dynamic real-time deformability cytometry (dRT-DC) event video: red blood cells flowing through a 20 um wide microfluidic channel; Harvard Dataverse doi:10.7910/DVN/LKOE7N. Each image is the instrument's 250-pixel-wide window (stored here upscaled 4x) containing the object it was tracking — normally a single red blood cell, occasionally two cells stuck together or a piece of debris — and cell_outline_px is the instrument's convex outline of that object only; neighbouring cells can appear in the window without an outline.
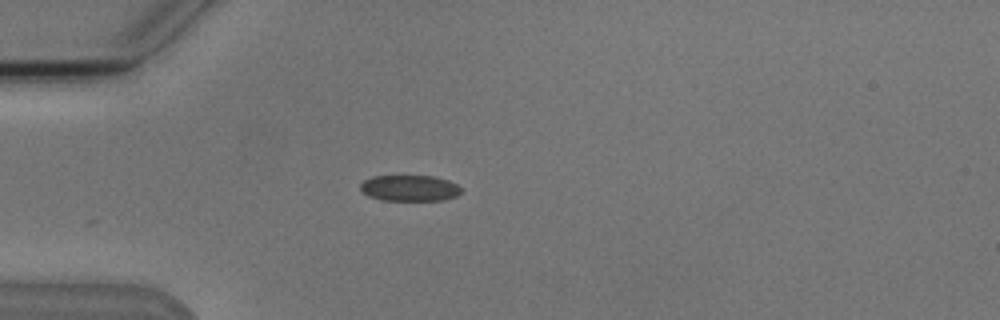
{"species": "Egyptian fruit bat (a non-hibernating species)", "species_latin": "Rousettus aegyptiacus", "temperature_condition": "cold", "stored_images_in_passage": 2, "camera_frame_rate_fps": 3000, "um_per_image_px": 0.085, "animal": {"sex": "male"}, "frame": {"image": 1, "passage_image": 2, "time_ms": 1.0, "image_size_px": [1000, 320], "cell_outline_px": [[460, 192], [456, 196], [444, 200], [384, 200], [368, 196], [360, 188], [360, 184], [364, 180], [372, 176], [432, 176], [448, 180], [456, 184], [460, 188]], "centroid_in_image_um": [34.8, 15.99], "position_along_channel_um": 50.2, "area_um2": 15.14}}